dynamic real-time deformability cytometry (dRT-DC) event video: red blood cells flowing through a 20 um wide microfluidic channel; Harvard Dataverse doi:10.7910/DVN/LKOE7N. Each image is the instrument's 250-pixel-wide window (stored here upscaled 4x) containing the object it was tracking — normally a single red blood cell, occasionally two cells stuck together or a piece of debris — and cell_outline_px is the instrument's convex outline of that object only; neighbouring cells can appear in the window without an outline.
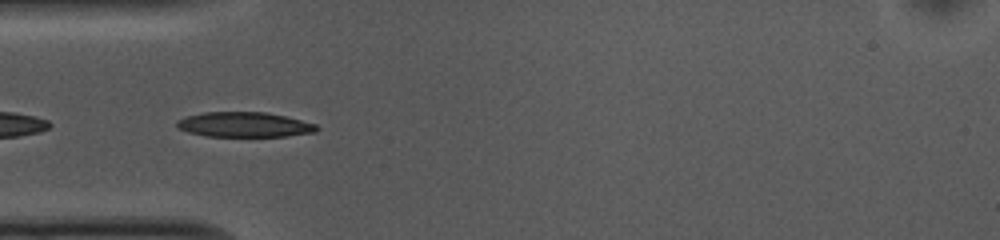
{"species": "common noctule bat (a hibernating species)", "species_latin": "Nyctalus noctula", "temperature_condition": "cold", "stored_images_in_passage": 40, "camera_frame_rate_fps": 3000, "um_per_image_px": 0.085, "animal": {"sex": "female", "body_mass_g": 10.0, "forearm_length_mm": 53.1}, "frame": {"image": 1, "passage_image": 2, "time_ms": 0.333, "image_size_px": [1000, 240], "cell_outline_px": [[320, 128], [316, 132], [288, 136], [208, 136], [188, 132], [180, 128], [176, 124], [176, 120], [188, 116], [204, 112], [264, 112], [284, 116], [316, 124]], "centroid_in_image_um": [20.79, 10.59], "position_along_channel_um": 64.2, "area_um2": 20.17}}
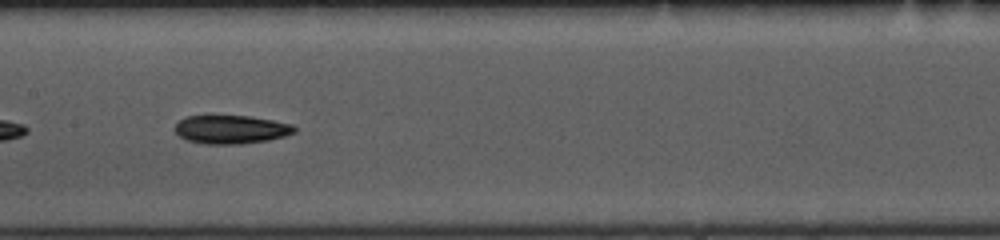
{"frame": {"image": 2, "passage_image": 12, "time_ms": 3.667, "image_size_px": [1000, 240], "cell_outline_px": [[296, 132], [284, 136], [268, 140], [240, 144], [204, 144], [188, 140], [180, 136], [176, 132], [176, 124], [184, 116], [252, 116], [292, 124], [296, 128]], "centroid_in_image_um": [19.66, 11.0], "position_along_channel_um": 187.7, "area_um2": 19.77}}
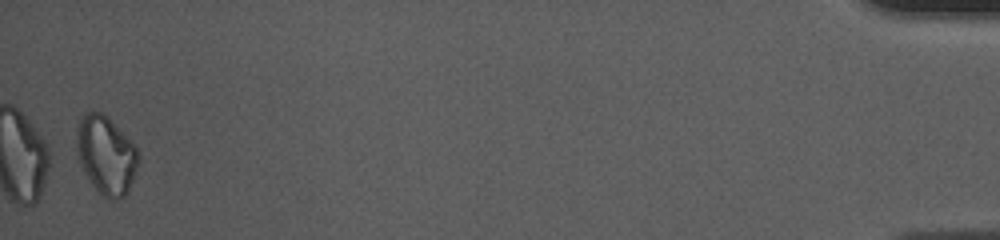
{"frame": {"image": 3, "passage_image": 39, "time_ms": 12.667, "image_size_px": [1000, 240], "cell_outline_px": [[140, 160], [132, 180], [124, 196], [120, 200], [108, 200], [92, 184], [80, 164], [76, 152], [76, 136], [80, 116], [88, 112], [100, 112], [108, 116], [136, 148], [140, 156]], "centroid_in_image_um": [9.0, 13.17], "position_along_channel_um": 426.2, "area_um2": 27.98}, "authors_computed_cell_mechanics": {"area_um2": 20.1722, "velocity_mm_per_s": 3.6806, "shape_relaxation_time_tau1_ms": 3.6873, "shape_relaxation_time_tau2_ms": null, "deformation_change_tau1": 0.1133, "deformation_change_tau2": null}}